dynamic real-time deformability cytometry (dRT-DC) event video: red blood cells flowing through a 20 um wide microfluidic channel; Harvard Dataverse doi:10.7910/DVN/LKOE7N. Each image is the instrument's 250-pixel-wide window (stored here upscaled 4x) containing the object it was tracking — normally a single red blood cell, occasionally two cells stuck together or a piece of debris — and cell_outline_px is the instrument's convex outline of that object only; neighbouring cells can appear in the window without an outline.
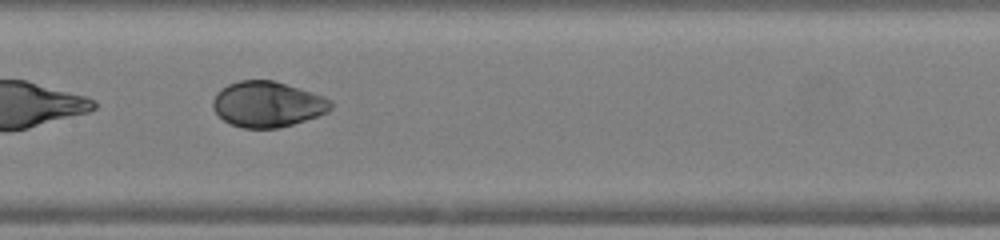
{"species": "human", "species_latin": "Homo sapiens", "temperature_condition": "warm", "stored_images_in_passage": 34, "camera_frame_rate_fps": 3000, "um_per_image_px": 0.085, "donor": {"sex": "female"}, "frame": {"image": 1, "passage_image": 10, "time_ms": 3.0, "image_size_px": [1000, 240], "cell_outline_px": [[332, 108], [328, 112], [320, 116], [292, 124], [276, 128], [240, 128], [224, 120], [212, 108], [212, 100], [216, 92], [220, 88], [228, 84], [240, 80], [272, 80], [312, 92], [332, 100]], "centroid_in_image_um": [22.73, 8.86], "position_along_channel_um": 184.7, "area_um2": 31.44}, "authors_computed_cell_mechanics": {"area_um2": 33.0038, "velocity_mm_per_s": 4.1311, "shape_relaxation_time_tau1_ms": 4.3241, "shape_relaxation_time_tau2_ms": null, "deformation_change_tau1": 0.2052, "deformation_change_tau2": null}}